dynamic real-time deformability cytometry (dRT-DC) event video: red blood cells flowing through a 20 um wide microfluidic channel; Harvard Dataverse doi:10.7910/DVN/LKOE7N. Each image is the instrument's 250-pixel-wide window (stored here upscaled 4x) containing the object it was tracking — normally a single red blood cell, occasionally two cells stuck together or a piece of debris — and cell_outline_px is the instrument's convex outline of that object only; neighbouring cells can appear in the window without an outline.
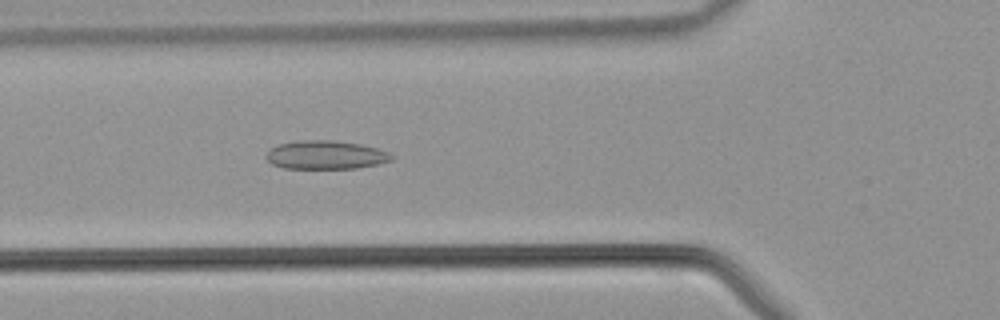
{"species": "common noctule bat (a hibernating species)", "species_latin": "Nyctalus noctula", "temperature_condition": "warm", "stored_images_in_passage": 16, "camera_frame_rate_fps": 3000, "um_per_image_px": 0.085, "animal": {"sex": "male", "body_mass_g": 21.5, "forearm_length_mm": 52.0}, "frame": {"image": 1, "passage_image": 7, "time_ms": 2.0, "image_size_px": [1000, 320], "cell_outline_px": [[392, 160], [376, 164], [356, 168], [284, 168], [272, 164], [264, 156], [272, 148], [280, 144], [304, 140], [332, 140], [360, 144], [376, 148], [388, 152], [392, 156]], "centroid_in_image_um": [27.67, 13.17], "position_along_channel_um": 98.1, "area_um2": 20.52}}